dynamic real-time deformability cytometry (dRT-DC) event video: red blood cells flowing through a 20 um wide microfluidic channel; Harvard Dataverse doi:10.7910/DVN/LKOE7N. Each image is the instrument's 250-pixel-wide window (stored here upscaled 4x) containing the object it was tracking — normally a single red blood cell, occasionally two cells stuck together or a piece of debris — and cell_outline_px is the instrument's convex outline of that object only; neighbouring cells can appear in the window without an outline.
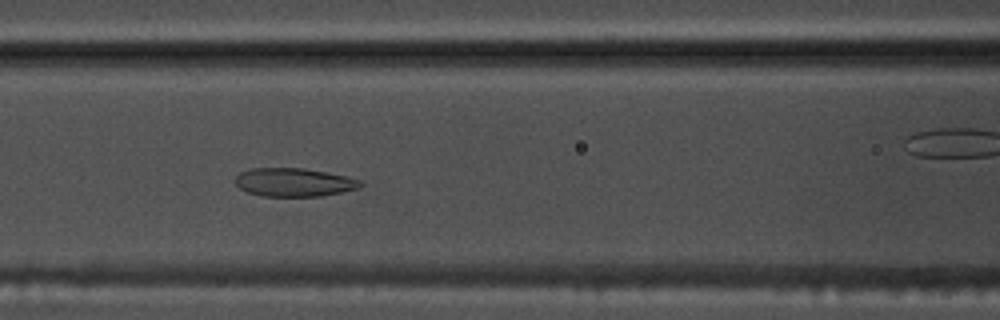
{"species": "common noctule bat (a hibernating species)", "species_latin": "Nyctalus noctula", "temperature_condition": "warm", "stored_images_in_passage": 37, "camera_frame_rate_fps": 3000, "um_per_image_px": 0.085, "animal": {"sex": "male", "body_mass_g": 17.5, "forearm_length_mm": 52.3}, "frame": {"image": 1, "passage_image": 6, "time_ms": 1.667, "image_size_px": [1000, 320], "cell_outline_px": [[364, 184], [360, 188], [320, 196], [260, 196], [248, 192], [240, 188], [236, 184], [236, 176], [240, 172], [252, 168], [304, 168], [348, 176], [360, 180]], "centroid_in_image_um": [25.01, 15.49], "position_along_channel_um": 141.6, "area_um2": 20.75}}
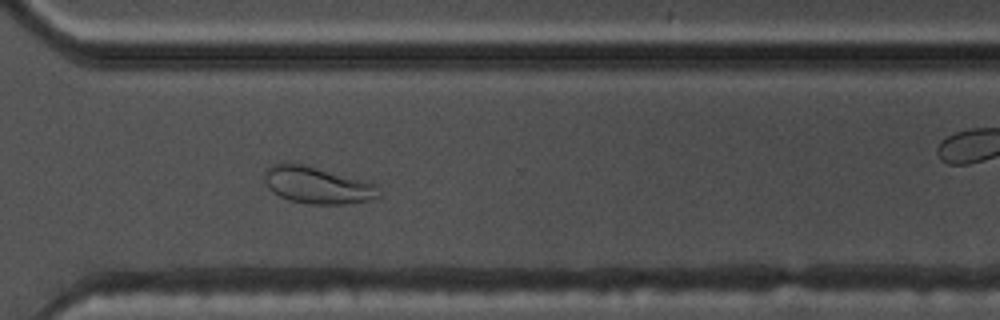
{"frame": {"image": 2, "passage_image": 22, "time_ms": 7.0, "image_size_px": [1000, 320], "cell_outline_px": [[380, 196], [368, 200], [344, 204], [312, 204], [288, 200], [272, 192], [268, 188], [264, 180], [264, 172], [272, 164], [300, 164], [372, 180], [380, 184]], "centroid_in_image_um": [27.06, 15.74], "position_along_channel_um": 343.5, "area_um2": 24.97}}